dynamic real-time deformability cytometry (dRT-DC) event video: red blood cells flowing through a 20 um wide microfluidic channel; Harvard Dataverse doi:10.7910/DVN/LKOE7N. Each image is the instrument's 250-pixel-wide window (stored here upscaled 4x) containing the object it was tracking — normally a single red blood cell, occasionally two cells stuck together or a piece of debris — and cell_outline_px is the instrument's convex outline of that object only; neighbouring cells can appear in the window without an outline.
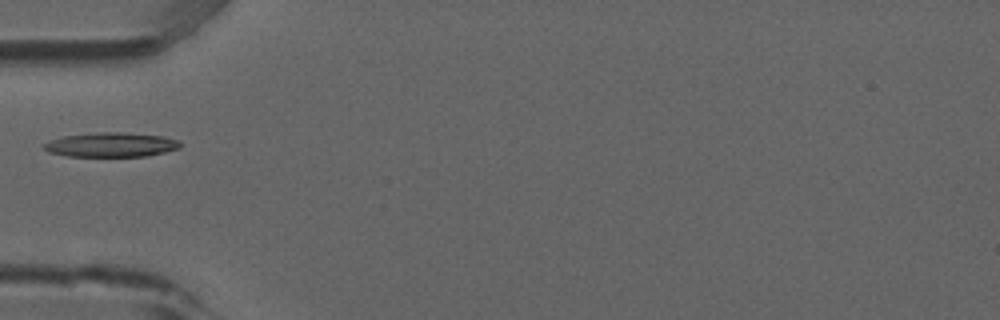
{"species": "common noctule bat (a hibernating species)", "species_latin": "Nyctalus noctula", "temperature_condition": "room temperature", "stored_images_in_passage": 5, "camera_frame_rate_fps": 3000, "um_per_image_px": 0.085, "animal": {"sex": "male", "forearm_length_mm": 52.5}, "frame": {"image": 1, "passage_image": 3, "time_ms": 0.667, "image_size_px": [1000, 320], "cell_outline_px": [[180, 148], [148, 156], [68, 156], [48, 152], [40, 148], [44, 144], [52, 140], [64, 136], [100, 132], [124, 132], [164, 136], [180, 140]], "centroid_in_image_um": [9.46, 12.3], "position_along_channel_um": 75.5, "area_um2": 19.42}}
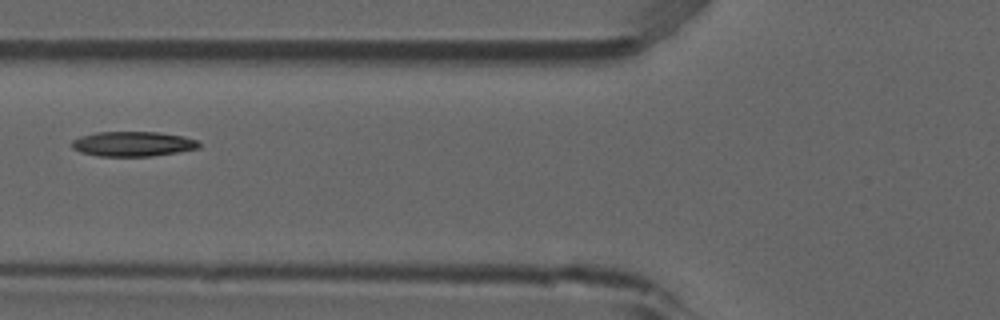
{"frame": {"image": 2, "passage_image": 4, "time_ms": 1.0, "image_size_px": [1000, 320], "cell_outline_px": [[200, 148], [152, 156], [100, 156], [80, 152], [72, 148], [72, 140], [80, 136], [96, 132], [160, 132], [184, 136], [196, 140], [200, 144]], "centroid_in_image_um": [11.29, 12.23], "position_along_channel_um": 114.5, "area_um2": 18.44}}
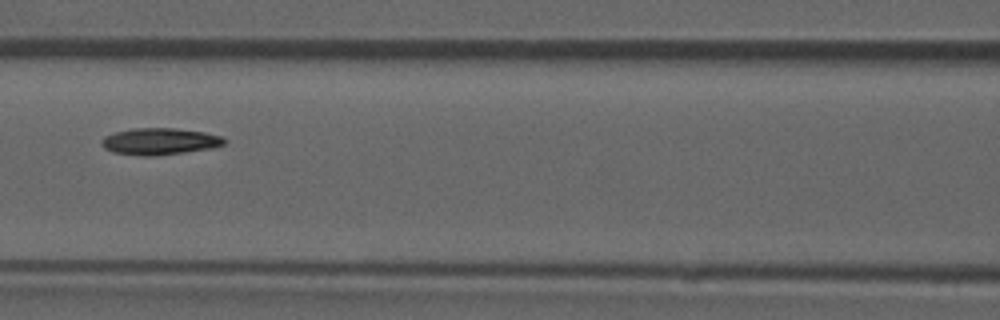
{"frame": {"image": 3, "passage_image": 5, "time_ms": 1.333, "image_size_px": [1000, 320], "cell_outline_px": [[228, 140], [224, 144], [212, 148], [156, 156], [140, 156], [112, 152], [104, 148], [100, 140], [104, 136], [116, 132], [132, 128], [176, 128], [204, 132], [220, 136]], "centroid_in_image_um": [13.56, 12.02], "position_along_channel_um": 153.0, "area_um2": 19.19}}